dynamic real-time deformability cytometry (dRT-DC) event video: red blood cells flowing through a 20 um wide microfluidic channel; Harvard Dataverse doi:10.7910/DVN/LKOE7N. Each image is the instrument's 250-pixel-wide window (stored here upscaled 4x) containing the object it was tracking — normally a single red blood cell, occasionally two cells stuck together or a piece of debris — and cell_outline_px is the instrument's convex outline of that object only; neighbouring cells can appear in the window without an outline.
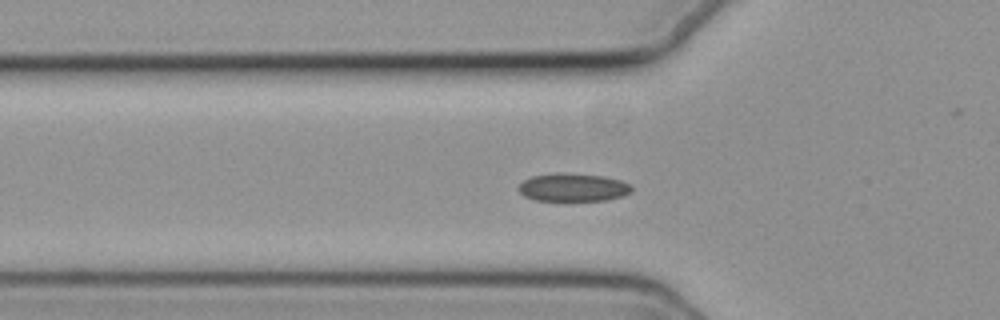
{"species": "common noctule bat (a hibernating species)", "species_latin": "Nyctalus noctula", "temperature_condition": "cold", "stored_images_in_passage": 49, "segment_of_instrument_passage": [1, 2], "camera_frame_rate_fps": 3000, "um_per_image_px": 0.085, "animal": {"sex": "female", "body_mass_g": 19.3, "forearm_length_mm": 54.1}, "frame": {"image": 1, "passage_image": 11, "time_ms": 3.333, "image_size_px": [1000, 320], "cell_outline_px": [[632, 192], [624, 196], [604, 200], [536, 200], [524, 196], [516, 188], [524, 180], [532, 176], [560, 172], [604, 176], [620, 180], [632, 184]], "centroid_in_image_um": [48.73, 15.92], "position_along_channel_um": 77.1, "area_um2": 18.55}}
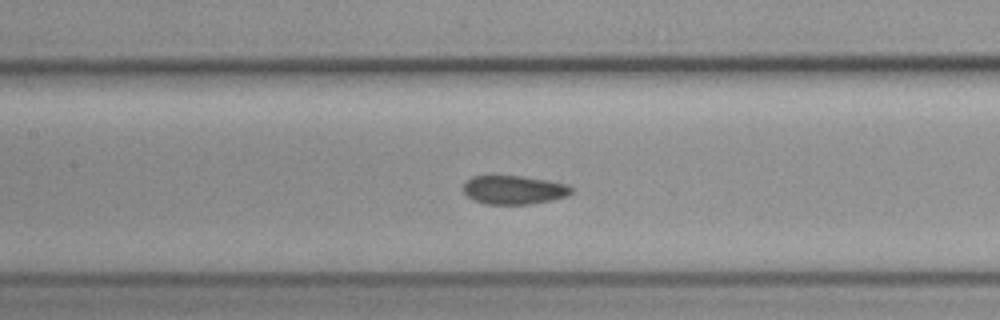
{"frame": {"image": 2, "passage_image": 18, "time_ms": 5.667, "image_size_px": [1000, 320], "cell_outline_px": [[572, 192], [568, 196], [552, 200], [532, 204], [484, 204], [472, 200], [464, 192], [464, 184], [472, 176], [520, 176], [548, 180], [568, 184], [572, 188]], "centroid_in_image_um": [43.71, 16.15], "position_along_channel_um": 163.7, "area_um2": 18.15}}
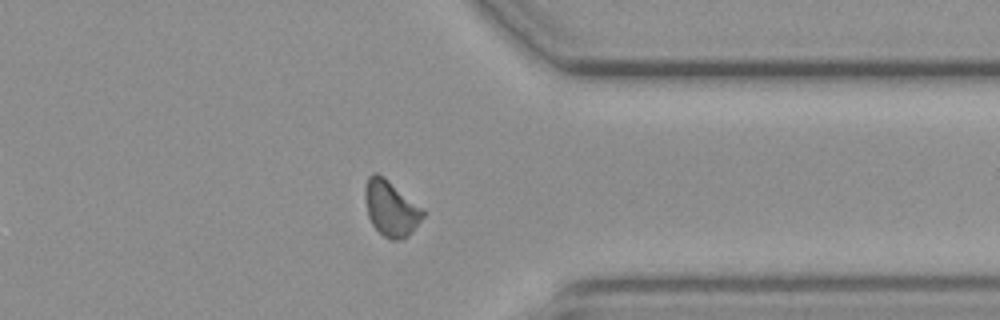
{"frame": {"image": 3, "passage_image": 36, "time_ms": 11.667, "image_size_px": [1000, 320], "cell_outline_px": [[424, 216], [408, 236], [404, 240], [392, 240], [384, 236], [372, 224], [368, 216], [364, 196], [364, 188], [368, 176], [372, 172], [376, 172], [384, 176], [424, 208]], "centroid_in_image_um": [33.22, 17.68], "position_along_channel_um": 378.2, "area_um2": 19.02}}